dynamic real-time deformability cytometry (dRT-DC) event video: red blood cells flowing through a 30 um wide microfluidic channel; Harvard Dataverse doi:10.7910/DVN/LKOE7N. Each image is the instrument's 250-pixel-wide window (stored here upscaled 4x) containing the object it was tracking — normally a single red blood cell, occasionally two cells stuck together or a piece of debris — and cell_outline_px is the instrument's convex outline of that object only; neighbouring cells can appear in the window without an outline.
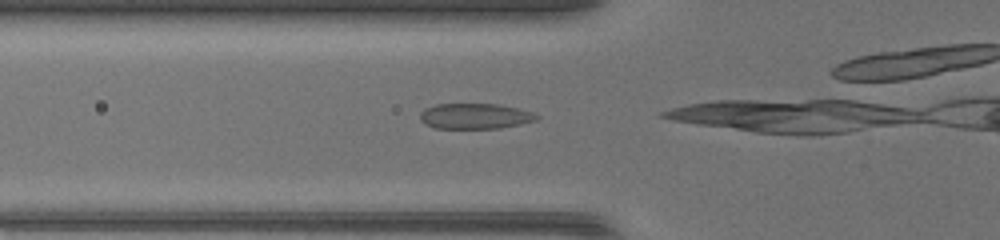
{"species": "common noctule bat (a hibernating species)", "species_latin": "Nyctalus noctula", "temperature_condition": "warm", "stored_images_in_passage": 15, "camera_frame_rate_fps": 3000, "um_per_image_px": 0.085, "animal": {"sex": "female", "body_mass_g": 17.0, "forearm_length_mm": 48.0}, "frame": {"image": 1, "passage_image": 3, "time_ms": 0.667, "image_size_px": [1000, 240], "cell_outline_px": [[540, 116], [536, 120], [520, 124], [500, 128], [436, 128], [420, 120], [420, 112], [424, 108], [436, 104], [496, 104], [516, 108], [532, 112]], "centroid_in_image_um": [40.36, 9.87], "position_along_channel_um": 85.4, "area_um2": 17.17}}
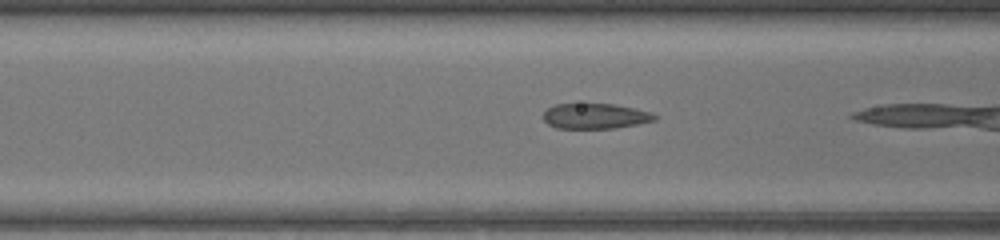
{"frame": {"image": 2, "passage_image": 5, "time_ms": 1.333, "image_size_px": [1000, 240], "cell_outline_px": [[660, 116], [656, 120], [636, 124], [612, 128], [556, 128], [548, 124], [544, 120], [544, 112], [548, 108], [556, 104], [612, 104], [652, 112]], "centroid_in_image_um": [50.61, 9.87], "position_along_channel_um": 116.0, "area_um2": 16.3}}
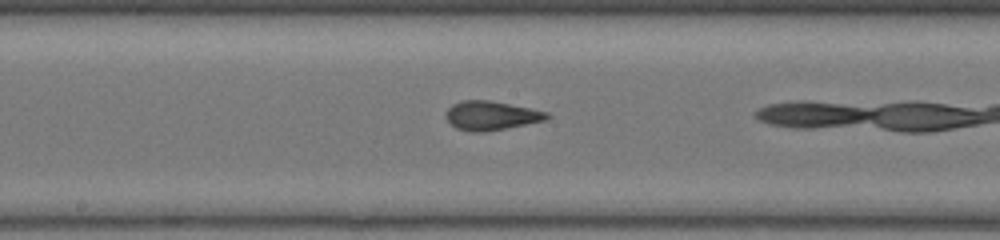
{"frame": {"image": 3, "passage_image": 11, "time_ms": 3.333, "image_size_px": [1000, 240], "cell_outline_px": [[552, 116], [544, 120], [484, 132], [472, 132], [456, 128], [448, 120], [448, 108], [452, 104], [464, 100], [488, 100], [548, 112]], "centroid_in_image_um": [41.75, 9.82], "position_along_channel_um": 206.5, "area_um2": 16.59}}